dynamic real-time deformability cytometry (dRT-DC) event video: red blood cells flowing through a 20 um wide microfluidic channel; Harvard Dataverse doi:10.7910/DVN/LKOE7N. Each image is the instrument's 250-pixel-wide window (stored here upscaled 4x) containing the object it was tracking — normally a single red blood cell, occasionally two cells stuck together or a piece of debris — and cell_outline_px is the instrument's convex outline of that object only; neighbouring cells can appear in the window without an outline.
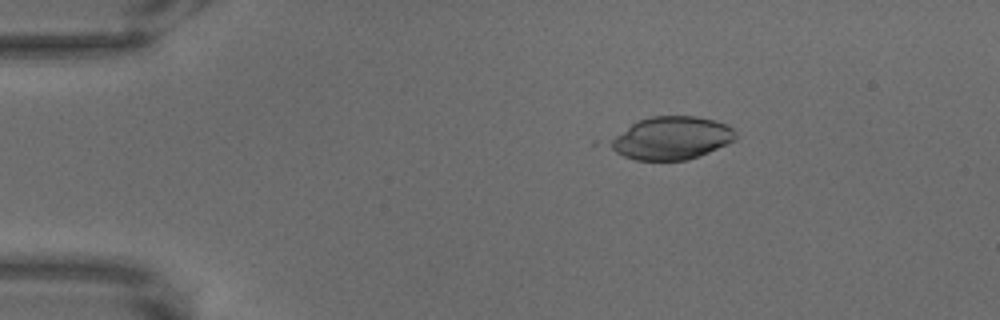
{"species": "common noctule bat (a hibernating species)", "species_latin": "Nyctalus noctula", "temperature_condition": "warm", "stored_images_in_passage": 18, "camera_frame_rate_fps": 3000, "um_per_image_px": 0.085, "animal": {"sex": "male", "body_mass_g": 18.8}, "frame": {"image": 1, "passage_image": 12, "time_ms": 3.667, "image_size_px": [1000, 320], "cell_outline_px": [[736, 140], [700, 156], [688, 160], [636, 160], [624, 156], [616, 152], [604, 144], [608, 140], [636, 120], [652, 116], [696, 116], [712, 120], [724, 124], [732, 128], [736, 132]], "centroid_in_image_um": [57.02, 11.74], "position_along_channel_um": 28.0, "area_um2": 31.56}}